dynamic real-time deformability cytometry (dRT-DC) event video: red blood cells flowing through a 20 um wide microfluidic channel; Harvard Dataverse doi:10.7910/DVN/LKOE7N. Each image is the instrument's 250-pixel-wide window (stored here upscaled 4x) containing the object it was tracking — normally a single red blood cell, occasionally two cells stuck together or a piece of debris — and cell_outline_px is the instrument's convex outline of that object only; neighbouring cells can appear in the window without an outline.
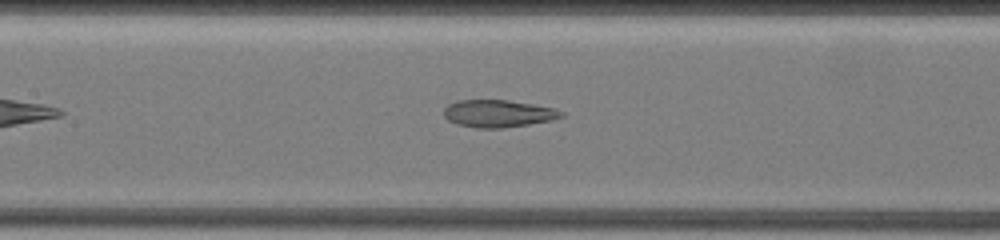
{"species": "common noctule bat (a hibernating species)", "species_latin": "Nyctalus noctula", "temperature_condition": "warm", "stored_images_in_passage": 43, "camera_frame_rate_fps": 3000, "um_per_image_px": 0.085, "animal": {"sex": "female", "body_mass_g": 19.5, "forearm_length_mm": 54.1}, "frame": {"image": 1, "passage_image": 13, "time_ms": 3.667, "image_size_px": [1000, 240], "cell_outline_px": [[564, 116], [552, 120], [504, 128], [476, 128], [456, 124], [448, 120], [444, 116], [444, 108], [448, 104], [456, 100], [508, 100], [556, 108], [564, 112]], "centroid_in_image_um": [42.34, 9.65], "position_along_channel_um": 165.1, "area_um2": 18.84}}
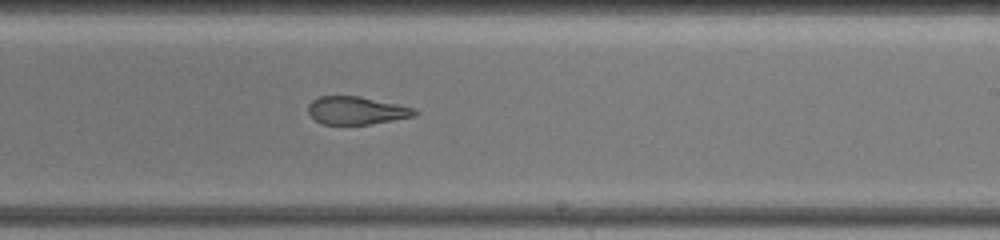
{"frame": {"image": 2, "passage_image": 22, "time_ms": 6.333, "image_size_px": [1000, 240], "cell_outline_px": [[420, 112], [416, 116], [368, 124], [320, 124], [308, 112], [308, 104], [316, 96], [360, 96], [416, 108]], "centroid_in_image_um": [30.31, 9.38], "position_along_channel_um": 258.7, "area_um2": 17.4}}
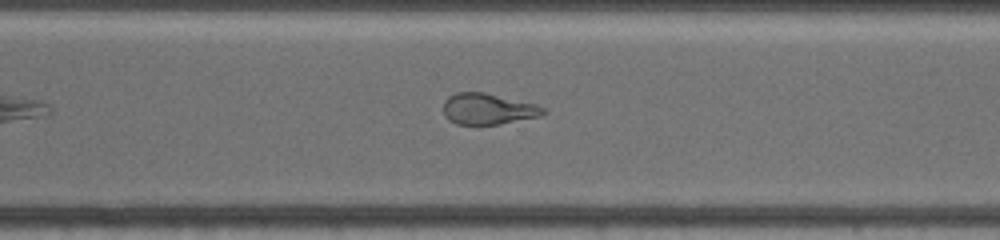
{"frame": {"image": 3, "passage_image": 28, "time_ms": 8.333, "image_size_px": [1000, 240], "cell_outline_px": [[548, 112], [540, 116], [500, 124], [476, 128], [456, 124], [448, 120], [444, 116], [444, 100], [448, 96], [456, 92], [484, 92], [536, 104], [544, 108]], "centroid_in_image_um": [41.44, 9.3], "position_along_channel_um": 329.2, "area_um2": 18.79}, "authors_computed_cell_mechanics": {"area_um2": 18.9584, "velocity_mm_per_s": 3.5253, "shape_relaxation_time_tau1_ms": null, "shape_relaxation_time_tau2_ms": 1.9882, "deformation_change_tau1": null, "deformation_change_tau2": 0.1032}}